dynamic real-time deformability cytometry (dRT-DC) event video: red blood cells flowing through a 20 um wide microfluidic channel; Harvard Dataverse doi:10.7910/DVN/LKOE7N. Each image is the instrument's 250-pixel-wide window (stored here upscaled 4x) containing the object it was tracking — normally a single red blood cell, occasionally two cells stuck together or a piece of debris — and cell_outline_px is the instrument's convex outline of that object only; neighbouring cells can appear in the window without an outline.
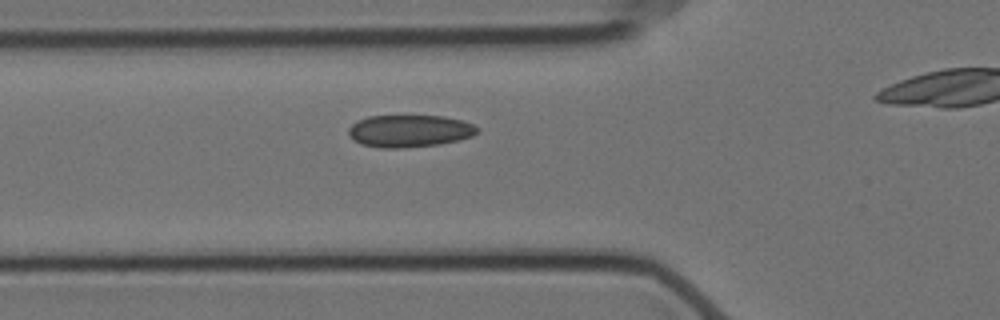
{"species": "Egyptian fruit bat (a non-hibernating species)", "species_latin": "Rousettus aegyptiacus", "temperature_condition": "cold", "stored_images_in_passage": 29, "camera_frame_rate_fps": 3000, "um_per_image_px": 0.085, "animal": {"sex": "female"}, "frame": {"image": 1, "passage_image": 2, "time_ms": 0.333, "image_size_px": [1000, 320], "cell_outline_px": [[472, 132], [464, 136], [448, 140], [424, 144], [372, 144], [360, 140], [352, 132], [428, 120], [448, 120], [460, 124]], "centroid_in_image_um": [35.19, 11.3], "position_along_channel_um": 90.6, "area_um2": 14.39}}
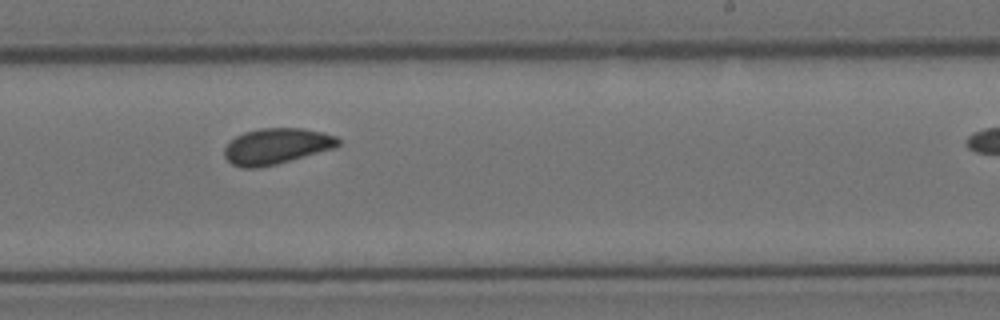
{"frame": {"image": 2, "passage_image": 17, "time_ms": 5.333, "image_size_px": [1000, 320], "cell_outline_px": [[336, 144], [292, 156], [260, 164], [240, 164], [232, 160], [228, 152], [240, 140], [256, 132], [300, 132], [324, 136], [336, 140]], "centroid_in_image_um": [23.47, 12.45], "position_along_channel_um": 265.5, "area_um2": 16.7}}
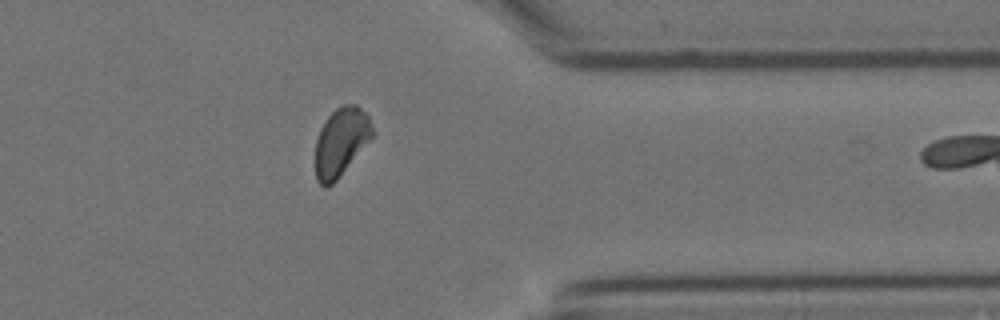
{"frame": {"image": 3, "passage_image": 28, "time_ms": 9.0, "image_size_px": [1000, 320], "cell_outline_px": [[356, 140], [340, 172], [328, 184], [324, 184], [320, 180], [316, 172], [316, 148], [320, 136], [328, 120], [336, 112], [356, 136]], "centroid_in_image_um": [28.34, 12.63], "position_along_channel_um": 383.1, "area_um2": 13.01}}